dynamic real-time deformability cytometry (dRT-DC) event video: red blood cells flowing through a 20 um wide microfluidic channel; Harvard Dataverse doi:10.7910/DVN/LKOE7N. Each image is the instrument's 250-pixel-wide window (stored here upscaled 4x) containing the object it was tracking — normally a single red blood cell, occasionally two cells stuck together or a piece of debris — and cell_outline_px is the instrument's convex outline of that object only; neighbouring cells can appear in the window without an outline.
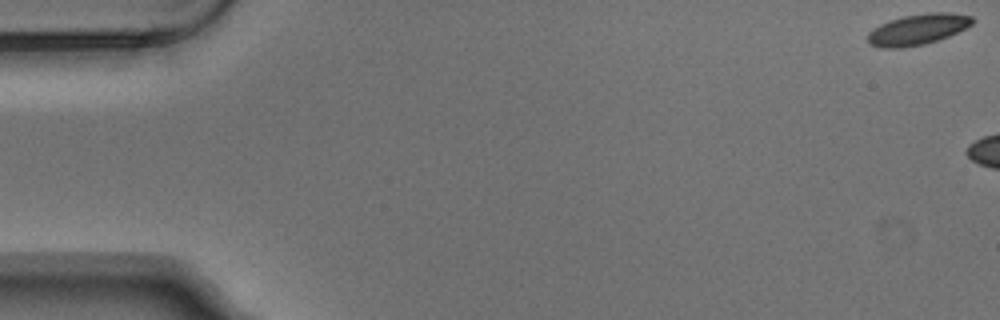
{"species": "Egyptian fruit bat (a non-hibernating species)", "species_latin": "Rousettus aegyptiacus", "temperature_condition": "warm", "stored_images_in_passage": 3, "camera_frame_rate_fps": 3000, "um_per_image_px": 0.085, "animal": {"sex": "male"}, "frame": {"image": 1, "passage_image": 1, "time_ms": 0.0, "image_size_px": [1000, 320], "cell_outline_px": [[976, 20], [972, 24], [948, 36], [924, 44], [904, 48], [880, 48], [868, 44], [868, 32], [872, 28], [888, 20], [904, 16], [928, 12], [952, 12], [972, 16]], "centroid_in_image_um": [77.98, 2.49], "position_along_channel_um": 7.0, "area_um2": 18.96}}